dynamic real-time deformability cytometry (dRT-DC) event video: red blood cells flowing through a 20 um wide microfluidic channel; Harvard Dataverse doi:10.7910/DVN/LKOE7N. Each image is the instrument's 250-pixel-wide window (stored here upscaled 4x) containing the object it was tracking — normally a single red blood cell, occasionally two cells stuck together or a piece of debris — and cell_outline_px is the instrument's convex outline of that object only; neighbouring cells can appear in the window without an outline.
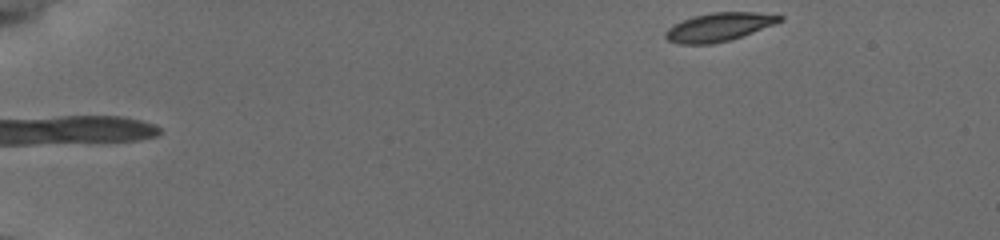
{"species": "common noctule bat (a hibernating species)", "species_latin": "Nyctalus noctula", "temperature_condition": "cold", "stored_images_in_passage": 49, "camera_frame_rate_fps": 3000, "um_per_image_px": 0.085, "animal": {"sex": "female", "body_mass_g": 19.5, "forearm_length_mm": 54.1}, "frame": {"image": 1, "passage_image": 1, "time_ms": 0.0, "image_size_px": [1000, 240], "cell_outline_px": [[784, 20], [776, 24], [728, 40], [712, 44], [680, 44], [668, 40], [664, 36], [664, 32], [672, 24], [692, 16], [712, 12], [756, 12], [784, 16]], "centroid_in_image_um": [61.09, 2.28], "position_along_channel_um": 23.9, "area_um2": 18.96}}
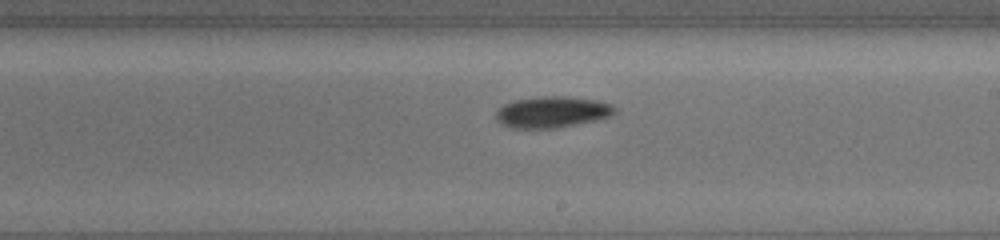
{"frame": {"image": 2, "passage_image": 28, "time_ms": 9.0, "image_size_px": [1000, 240], "cell_outline_px": [[616, 112], [612, 116], [596, 120], [552, 128], [512, 128], [500, 124], [496, 120], [496, 108], [504, 104], [516, 100], [540, 96], [568, 96], [596, 100], [612, 104], [616, 108]], "centroid_in_image_um": [46.92, 9.51], "position_along_channel_um": 242.1, "area_um2": 21.73}}
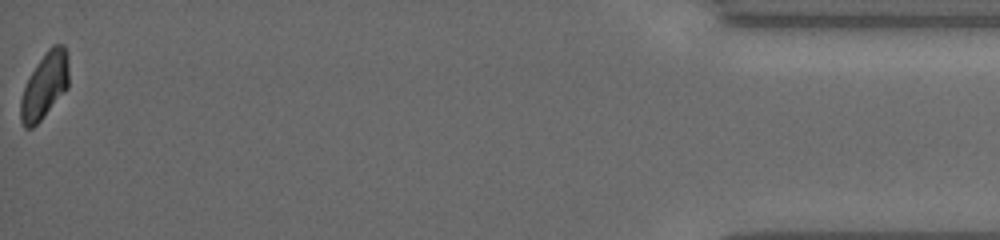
{"frame": {"image": 3, "passage_image": 49, "time_ms": 16.0, "image_size_px": [1000, 240], "cell_outline_px": [[68, 88], [40, 120], [32, 128], [24, 128], [20, 120], [20, 100], [24, 88], [36, 64], [48, 48], [52, 44], [64, 44], [68, 52]], "centroid_in_image_um": [3.8, 7.25], "position_along_channel_um": 431.4, "area_um2": 18.5}, "authors_computed_cell_mechanics": {"area_um2": 19.8254, "velocity_mm_per_s": 3.8074, "shape_relaxation_time_tau1_ms": 1.7885, "shape_relaxation_time_tau2_ms": null, "deformation_change_tau1": 0.1037, "deformation_change_tau2": null}}